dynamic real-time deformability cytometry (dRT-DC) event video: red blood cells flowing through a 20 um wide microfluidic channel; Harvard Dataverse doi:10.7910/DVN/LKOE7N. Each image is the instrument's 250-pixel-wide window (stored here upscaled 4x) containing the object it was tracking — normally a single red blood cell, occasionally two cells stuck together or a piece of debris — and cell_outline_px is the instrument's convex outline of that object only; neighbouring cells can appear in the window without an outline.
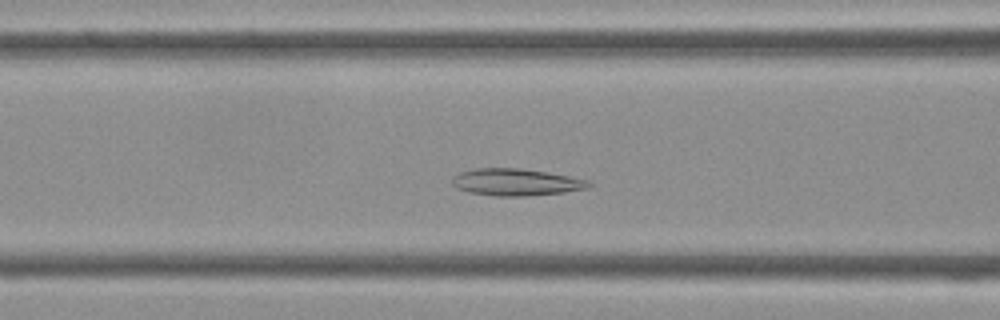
{"species": "Egyptian fruit bat (a non-hibernating species)", "species_latin": "Rousettus aegyptiacus", "temperature_condition": "cold", "stored_images_in_passage": 40, "camera_frame_rate_fps": 3000, "um_per_image_px": 0.085, "frame": {"image": 1, "passage_image": 13, "time_ms": 4.0, "image_size_px": [1000, 320], "cell_outline_px": [[592, 184], [588, 188], [564, 192], [524, 196], [496, 196], [468, 192], [456, 188], [452, 184], [452, 176], [460, 172], [476, 168], [520, 168], [548, 172], [588, 180]], "centroid_in_image_um": [43.83, 15.48], "position_along_channel_um": 122.8, "area_um2": 21.5}}
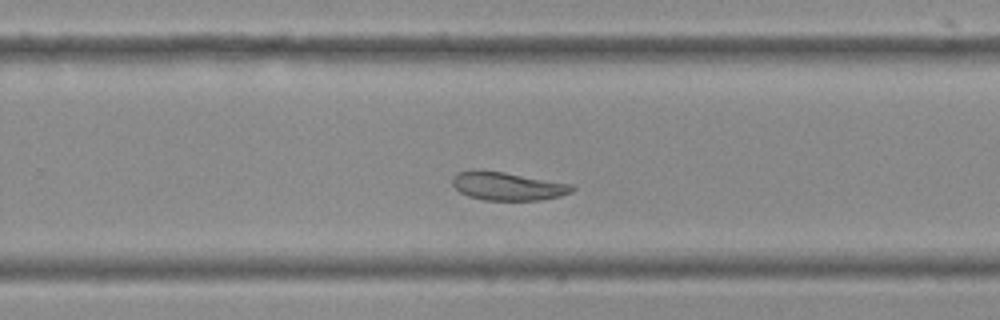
{"frame": {"image": 2, "passage_image": 24, "time_ms": 7.667, "image_size_px": [1000, 320], "cell_outline_px": [[576, 188], [572, 192], [560, 196], [540, 200], [484, 200], [468, 196], [460, 192], [452, 184], [452, 176], [456, 172], [472, 168], [504, 172], [572, 184]], "centroid_in_image_um": [43.1, 15.8], "position_along_channel_um": 286.7, "area_um2": 20.0}}
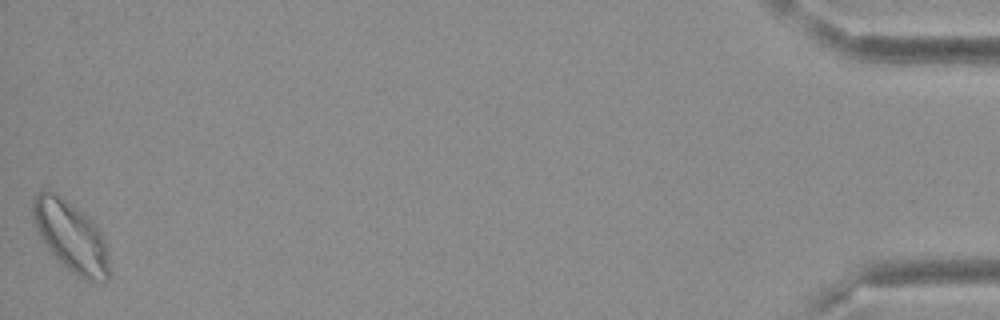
{"frame": {"image": 3, "passage_image": 40, "time_ms": 13.0, "image_size_px": [1000, 320], "cell_outline_px": [[112, 272], [108, 280], [88, 280], [76, 276], [44, 244], [32, 220], [32, 196], [36, 192], [56, 192], [80, 212], [96, 228], [104, 240]], "centroid_in_image_um": [6.0, 20.11], "position_along_channel_um": 429.2, "area_um2": 30.63}}